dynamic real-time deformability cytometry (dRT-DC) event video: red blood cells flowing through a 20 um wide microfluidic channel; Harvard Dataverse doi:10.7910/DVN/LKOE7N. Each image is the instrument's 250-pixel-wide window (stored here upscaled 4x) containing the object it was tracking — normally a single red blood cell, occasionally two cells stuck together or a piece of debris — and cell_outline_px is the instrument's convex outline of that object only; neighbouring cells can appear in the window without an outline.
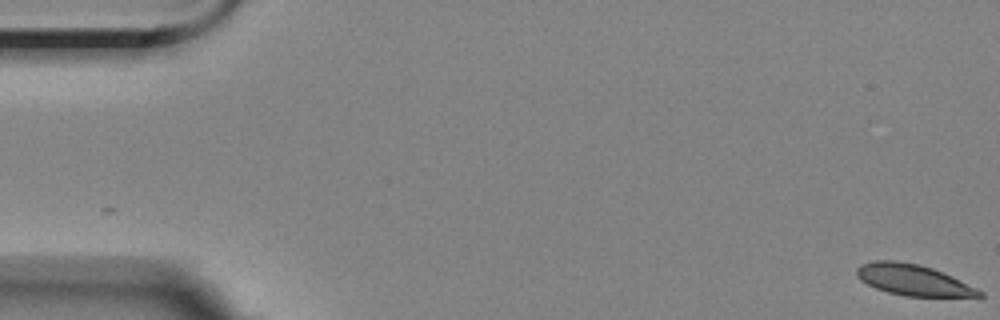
{"species": "Egyptian fruit bat (a non-hibernating species)", "species_latin": "Rousettus aegyptiacus", "temperature_condition": "room temperature", "stored_images_in_passage": 5, "camera_frame_rate_fps": 3000, "um_per_image_px": 0.085, "animal": {"sex": "female"}, "frame": {"image": 1, "passage_image": 1, "time_ms": 0.0, "image_size_px": [1000, 320], "cell_outline_px": [[984, 296], [904, 296], [888, 292], [876, 288], [860, 280], [856, 276], [856, 268], [860, 264], [872, 260], [896, 260], [920, 264], [932, 268], [952, 276], [984, 292]], "centroid_in_image_um": [77.57, 23.77], "position_along_channel_um": 7.4, "area_um2": 22.14}}
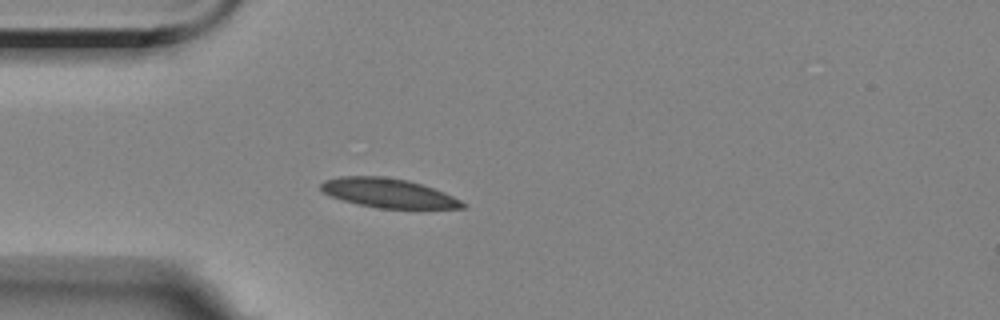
{"frame": {"image": 2, "passage_image": 5, "time_ms": 5.0, "image_size_px": [1000, 320], "cell_outline_px": [[468, 208], [380, 208], [360, 204], [328, 196], [320, 192], [320, 184], [324, 180], [340, 176], [384, 176], [408, 180], [444, 192], [468, 204]], "centroid_in_image_um": [32.98, 16.4], "position_along_channel_um": 52.0, "area_um2": 24.1}}